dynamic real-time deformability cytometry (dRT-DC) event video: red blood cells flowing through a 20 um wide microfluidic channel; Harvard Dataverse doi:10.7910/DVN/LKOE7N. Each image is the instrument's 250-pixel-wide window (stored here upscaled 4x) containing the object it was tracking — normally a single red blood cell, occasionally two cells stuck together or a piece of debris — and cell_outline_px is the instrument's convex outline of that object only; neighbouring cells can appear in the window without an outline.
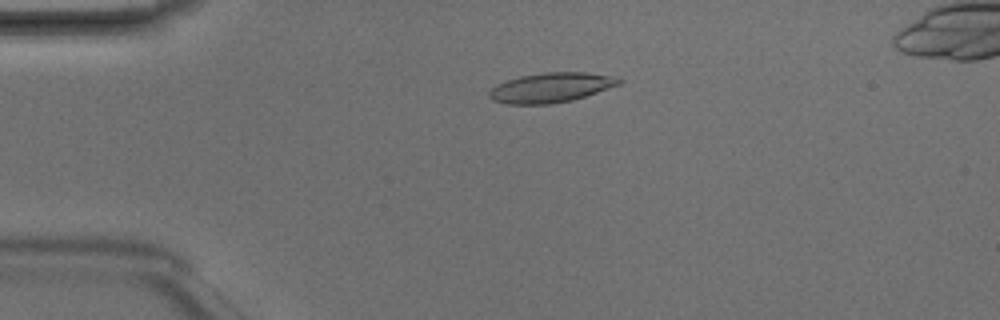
{"species": "Egyptian fruit bat (a non-hibernating species)", "species_latin": "Rousettus aegyptiacus", "temperature_condition": "room temperature", "stored_images_in_passage": 5, "camera_frame_rate_fps": 3000, "um_per_image_px": 0.085, "animal": {"sex": "male"}, "frame": {"image": 1, "passage_image": 2, "time_ms": 0.333, "image_size_px": [1000, 320], "cell_outline_px": [[624, 80], [620, 84], [572, 100], [552, 104], [504, 104], [492, 100], [488, 96], [488, 92], [496, 84], [520, 76], [544, 72], [584, 72], [612, 76]], "centroid_in_image_um": [46.79, 7.45], "position_along_channel_um": 38.2, "area_um2": 22.43}}